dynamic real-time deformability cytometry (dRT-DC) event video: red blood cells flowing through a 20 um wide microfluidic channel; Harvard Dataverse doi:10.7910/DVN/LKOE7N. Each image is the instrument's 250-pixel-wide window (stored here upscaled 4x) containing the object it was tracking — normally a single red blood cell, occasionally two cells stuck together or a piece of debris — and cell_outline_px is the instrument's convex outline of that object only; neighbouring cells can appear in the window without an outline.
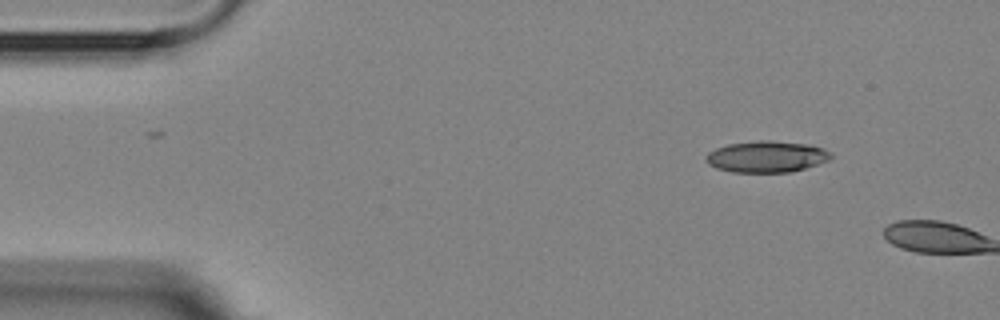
{"species": "Egyptian fruit bat (a non-hibernating species)", "species_latin": "Rousettus aegyptiacus", "temperature_condition": "room temperature", "stored_images_in_passage": 2, "camera_frame_rate_fps": 3000, "um_per_image_px": 0.085, "animal": {"sex": "female"}, "frame": {"image": 1, "passage_image": 1, "time_ms": 0.0, "image_size_px": [1000, 320], "cell_outline_px": [[832, 156], [828, 160], [804, 168], [788, 172], [732, 172], [716, 168], [708, 164], [704, 160], [708, 152], [716, 148], [728, 144], [760, 140], [768, 140], [804, 144], [820, 148], [828, 152]], "centroid_in_image_um": [65.07, 13.32], "position_along_channel_um": 19.9, "area_um2": 22.48}}